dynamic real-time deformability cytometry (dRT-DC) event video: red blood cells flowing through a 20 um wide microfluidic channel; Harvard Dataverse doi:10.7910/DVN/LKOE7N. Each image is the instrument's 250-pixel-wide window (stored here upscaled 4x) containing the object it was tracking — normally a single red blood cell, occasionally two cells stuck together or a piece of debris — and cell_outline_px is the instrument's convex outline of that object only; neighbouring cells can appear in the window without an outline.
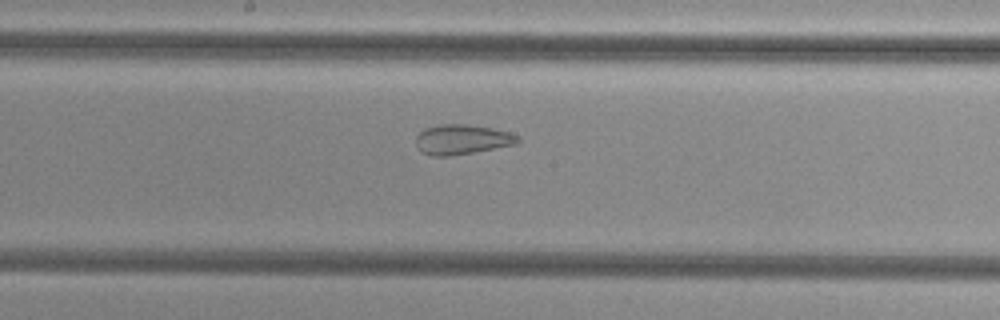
{"species": "common noctule bat (a hibernating species)", "species_latin": "Nyctalus noctula", "temperature_condition": "cold", "stored_images_in_passage": 35, "camera_frame_rate_fps": 3000, "um_per_image_px": 0.085, "animal": {"sex": "female", "body_mass_g": 29.2, "forearm_length_mm": 56.3}, "frame": {"image": 1, "passage_image": 19, "time_ms": 6.0, "image_size_px": [1000, 320], "cell_outline_px": [[520, 140], [516, 144], [472, 152], [448, 156], [432, 156], [424, 152], [416, 144], [416, 136], [424, 128], [440, 124], [468, 124], [492, 128], [508, 132], [520, 136]], "centroid_in_image_um": [39.28, 11.84], "position_along_channel_um": 208.9, "area_um2": 17.57}}
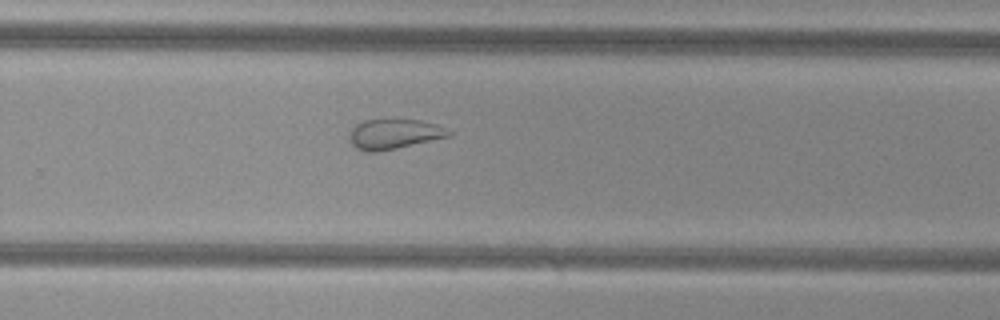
{"frame": {"image": 2, "passage_image": 26, "time_ms": 8.333, "image_size_px": [1000, 320], "cell_outline_px": [[452, 136], [396, 148], [372, 152], [368, 152], [356, 148], [348, 140], [348, 136], [352, 128], [356, 124], [364, 120], [392, 116], [420, 120], [436, 124], [452, 132]], "centroid_in_image_um": [33.47, 11.34], "position_along_channel_um": 296.3, "area_um2": 18.03}}
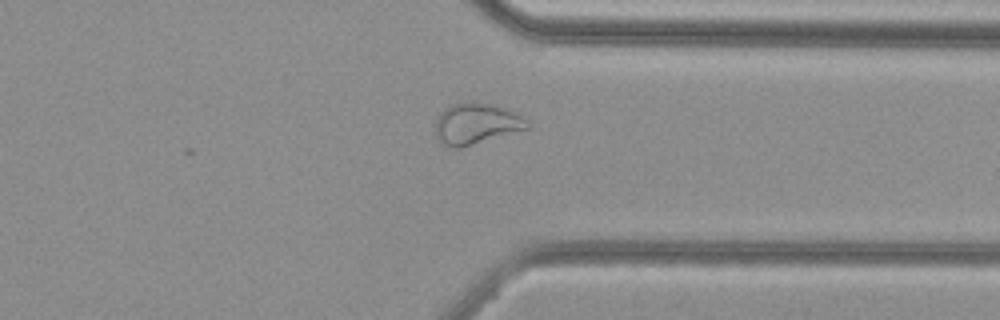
{"frame": {"image": 3, "passage_image": 32, "time_ms": 10.333, "image_size_px": [1000, 320], "cell_outline_px": [[532, 128], [460, 148], [452, 148], [444, 144], [436, 136], [436, 120], [440, 112], [448, 104], [464, 100], [472, 100], [492, 104], [508, 108], [516, 112], [528, 120], [532, 124]], "centroid_in_image_um": [40.53, 10.47], "position_along_channel_um": 370.9, "area_um2": 22.77}}